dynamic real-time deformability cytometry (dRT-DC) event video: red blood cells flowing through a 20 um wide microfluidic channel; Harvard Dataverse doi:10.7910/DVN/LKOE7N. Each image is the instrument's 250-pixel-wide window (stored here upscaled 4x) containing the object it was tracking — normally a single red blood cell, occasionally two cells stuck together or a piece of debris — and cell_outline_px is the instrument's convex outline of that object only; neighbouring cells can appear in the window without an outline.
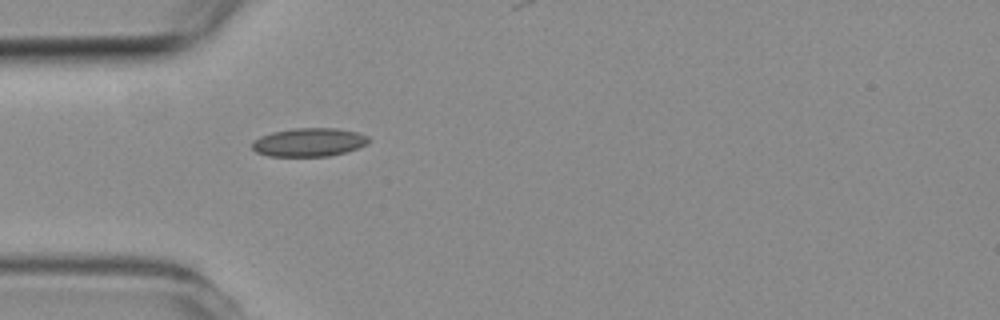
{"species": "common noctule bat (a hibernating species)", "species_latin": "Nyctalus noctula", "temperature_condition": "room temperature", "stored_images_in_passage": 1, "camera_frame_rate_fps": 3000, "um_per_image_px": 0.085, "animal": {"sex": "female", "body_mass_g": 19.3, "forearm_length_mm": 54.1}, "frame": {"image": 1, "passage_image": 1, "time_ms": 0.0, "image_size_px": [1000, 320], "cell_outline_px": [[372, 140], [368, 144], [344, 152], [328, 156], [268, 156], [256, 152], [252, 148], [252, 140], [260, 136], [272, 132], [292, 128], [336, 128], [356, 132], [368, 136]], "centroid_in_image_um": [26.25, 12.08], "position_along_channel_um": 58.8, "area_um2": 19.42}}